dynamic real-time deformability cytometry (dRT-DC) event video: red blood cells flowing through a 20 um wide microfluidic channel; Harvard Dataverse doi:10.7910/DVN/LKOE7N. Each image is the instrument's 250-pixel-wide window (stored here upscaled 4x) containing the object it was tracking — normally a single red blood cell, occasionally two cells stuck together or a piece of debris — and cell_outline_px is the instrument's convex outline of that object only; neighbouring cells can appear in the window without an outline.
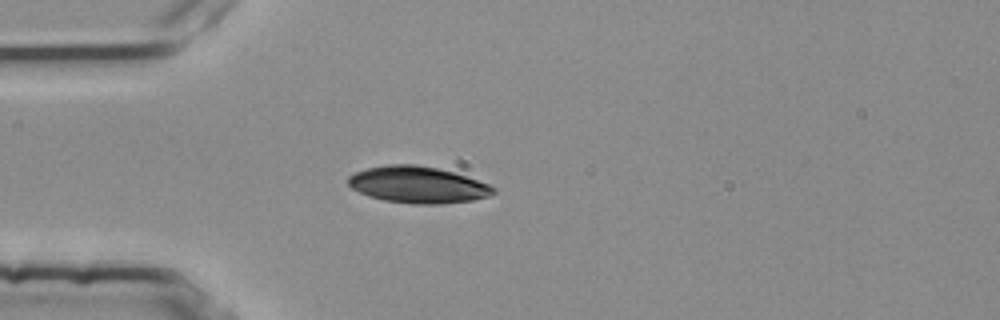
{"species": "common noctule bat (a hibernating species)", "species_latin": "Nyctalus noctula", "temperature_condition": "room temperature", "stored_images_in_passage": 1, "camera_frame_rate_fps": 3000, "um_per_image_px": 0.085, "animal": {"sex": "female", "body_mass_g": 25.1}, "frame": {"image": 1, "passage_image": 1, "time_ms": 0.0, "image_size_px": [1000, 320], "cell_outline_px": [[496, 192], [488, 196], [472, 200], [440, 204], [412, 204], [384, 200], [368, 196], [352, 188], [348, 184], [348, 176], [352, 172], [368, 168], [388, 164], [416, 164], [436, 168], [452, 172], [488, 184], [496, 188]], "centroid_in_image_um": [35.47, 15.7], "position_along_channel_um": 49.5, "area_um2": 30.87}}